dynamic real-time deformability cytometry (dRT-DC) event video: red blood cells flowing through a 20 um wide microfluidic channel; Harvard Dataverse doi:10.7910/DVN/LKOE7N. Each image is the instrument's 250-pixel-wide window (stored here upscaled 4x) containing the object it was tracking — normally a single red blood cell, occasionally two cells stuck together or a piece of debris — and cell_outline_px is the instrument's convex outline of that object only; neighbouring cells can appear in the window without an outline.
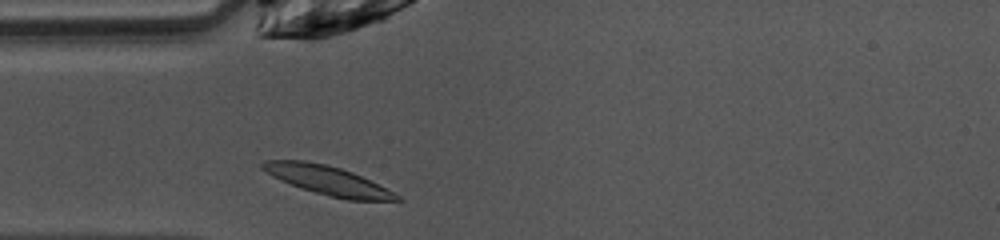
{"species": "common noctule bat (a hibernating species)", "species_latin": "Nyctalus noctula", "temperature_condition": "warm", "stored_images_in_passage": 33, "camera_frame_rate_fps": 3000, "um_per_image_px": 0.085, "animal": {"sex": "female", "body_mass_g": 10.0, "forearm_length_mm": 53.1}, "frame": {"image": 1, "passage_image": 1, "time_ms": 0.0, "image_size_px": [1000, 240], "cell_outline_px": [[404, 200], [348, 200], [328, 196], [300, 188], [280, 180], [272, 176], [260, 168], [260, 164], [264, 160], [304, 160], [324, 164], [340, 168], [352, 172], [400, 196]], "centroid_in_image_um": [27.77, 15.33], "position_along_channel_um": 57.2, "area_um2": 22.37}}
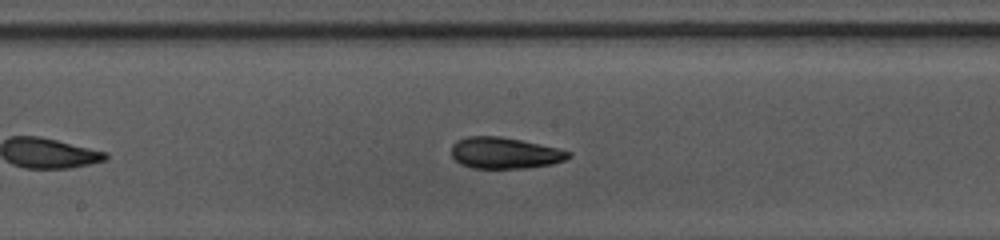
{"frame": {"image": 2, "passage_image": 12, "time_ms": 3.667, "image_size_px": [1000, 240], "cell_outline_px": [[572, 156], [564, 160], [552, 164], [528, 168], [472, 168], [460, 164], [452, 156], [452, 144], [456, 140], [468, 136], [500, 136], [540, 144], [572, 152]], "centroid_in_image_um": [42.89, 13.0], "position_along_channel_um": 205.3, "area_um2": 21.39}}
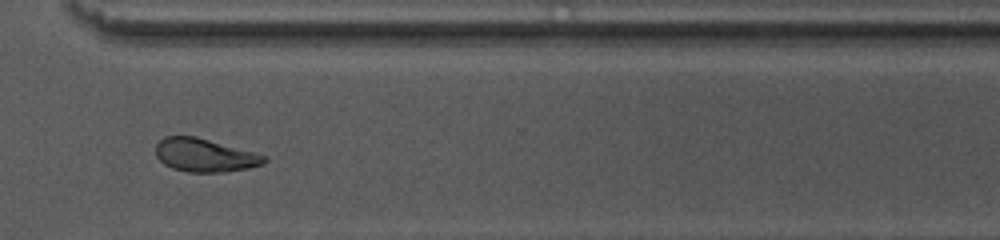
{"frame": {"image": 3, "passage_image": 23, "time_ms": 7.333, "image_size_px": [1000, 240], "cell_outline_px": [[268, 160], [264, 164], [248, 168], [224, 172], [188, 172], [172, 168], [164, 164], [156, 156], [156, 144], [164, 136], [196, 136], [256, 152], [268, 156]], "centroid_in_image_um": [17.44, 13.19], "position_along_channel_um": 353.2, "area_um2": 21.27}, "authors_computed_cell_mechanics": {"area_um2": 21.386, "velocity_mm_per_s": 4.0462, "shape_relaxation_time_tau1_ms": 3.586, "shape_relaxation_time_tau2_ms": 3.0478, "deformation_change_tau1": 0.1535, "deformation_change_tau2": 0.0514}}